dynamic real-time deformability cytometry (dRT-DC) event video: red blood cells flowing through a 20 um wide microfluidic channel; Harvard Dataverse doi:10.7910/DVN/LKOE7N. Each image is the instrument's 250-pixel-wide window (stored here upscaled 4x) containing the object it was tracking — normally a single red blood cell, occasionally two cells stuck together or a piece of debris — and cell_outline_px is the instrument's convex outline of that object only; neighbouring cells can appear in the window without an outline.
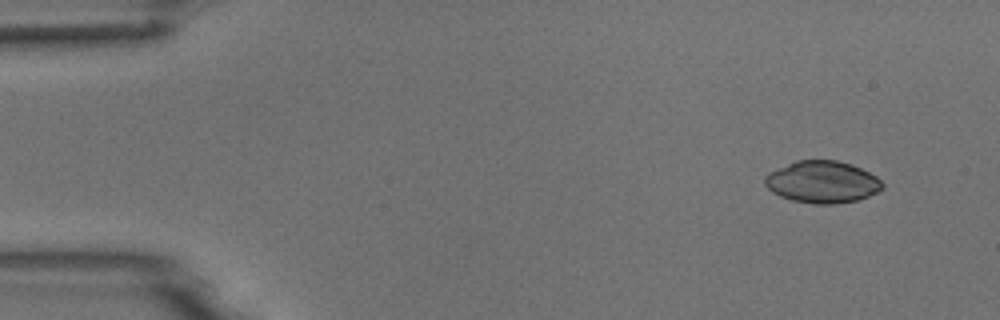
{"species": "common noctule bat (a hibernating species)", "species_latin": "Nyctalus noctula", "temperature_condition": "room temperature", "stored_images_in_passage": 4, "camera_frame_rate_fps": 3000, "um_per_image_px": 0.085, "animal": {"sex": "male", "body_mass_g": 18.8}, "frame": {"image": 1, "passage_image": 1, "time_ms": 0.0, "image_size_px": [1000, 320], "cell_outline_px": [[884, 188], [860, 200], [832, 204], [812, 204], [792, 200], [780, 196], [772, 192], [764, 184], [764, 176], [768, 172], [796, 160], [836, 160], [852, 164], [876, 176], [884, 184]], "centroid_in_image_um": [69.88, 15.47], "position_along_channel_um": 15.1, "area_um2": 28.96}}
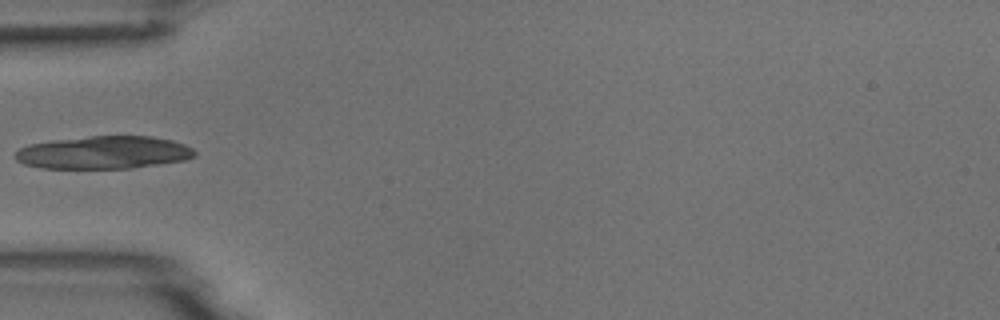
{"frame": {"image": 2, "passage_image": 4, "time_ms": 4.333, "image_size_px": [1000, 320], "cell_outline_px": [[196, 156], [184, 160], [132, 168], [40, 168], [24, 164], [16, 160], [16, 152], [20, 148], [28, 144], [52, 140], [92, 136], [152, 136], [172, 140], [184, 144], [192, 148], [196, 152]], "centroid_in_image_um": [8.82, 12.96], "position_along_channel_um": 76.2, "area_um2": 34.28}}